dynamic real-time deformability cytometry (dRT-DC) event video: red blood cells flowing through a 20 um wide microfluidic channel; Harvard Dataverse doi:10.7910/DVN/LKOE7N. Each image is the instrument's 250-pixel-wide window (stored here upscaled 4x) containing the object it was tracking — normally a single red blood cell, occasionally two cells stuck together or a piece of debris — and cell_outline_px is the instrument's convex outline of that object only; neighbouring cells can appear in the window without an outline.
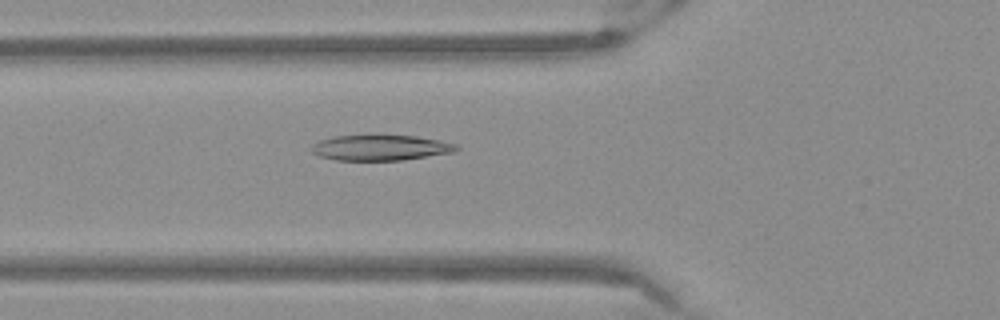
{"species": "Egyptian fruit bat (a non-hibernating species)", "species_latin": "Rousettus aegyptiacus", "temperature_condition": "warm", "stored_images_in_passage": 53, "camera_frame_rate_fps": 3000, "um_per_image_px": 0.085, "frame": {"image": 1, "passage_image": 20, "time_ms": 6.333, "image_size_px": [1000, 320], "cell_outline_px": [[460, 148], [456, 152], [404, 160], [336, 160], [320, 156], [312, 152], [308, 148], [312, 144], [320, 140], [336, 136], [368, 132], [416, 136], [440, 140], [456, 144]], "centroid_in_image_um": [32.33, 12.51], "position_along_channel_um": 93.5, "area_um2": 22.66}}
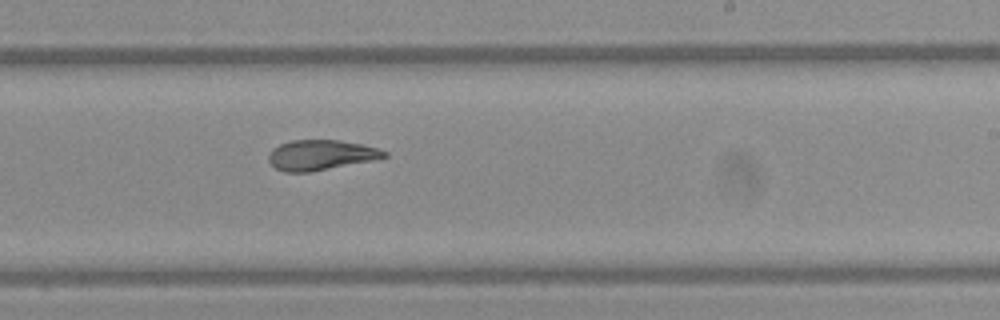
{"frame": {"image": 2, "passage_image": 33, "time_ms": 10.667, "image_size_px": [1000, 320], "cell_outline_px": [[388, 156], [376, 160], [308, 172], [284, 172], [276, 168], [268, 160], [268, 156], [272, 148], [280, 144], [292, 140], [340, 140], [360, 144], [376, 148], [388, 152]], "centroid_in_image_um": [27.27, 13.18], "position_along_channel_um": 261.7, "area_um2": 20.29}}
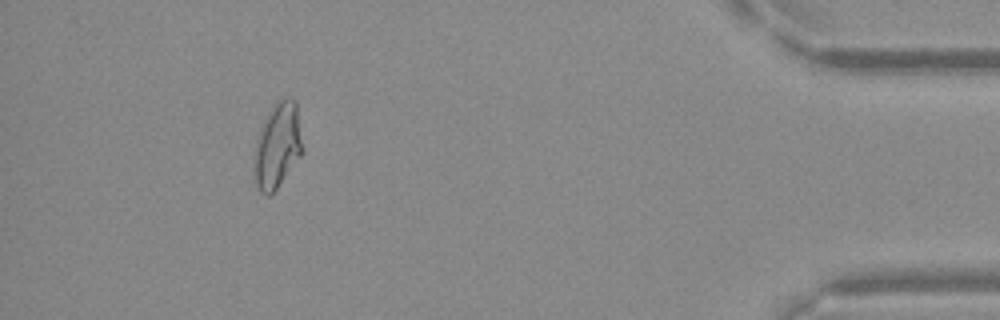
{"frame": {"image": 3, "passage_image": 49, "time_ms": 16.0, "image_size_px": [1000, 320], "cell_outline_px": [[304, 152], [276, 188], [268, 196], [264, 196], [260, 192], [256, 184], [256, 140], [264, 120], [276, 100], [288, 96], [292, 96], [296, 100], [304, 148]], "centroid_in_image_um": [23.65, 12.31], "position_along_channel_um": 411.6, "area_um2": 23.87}}